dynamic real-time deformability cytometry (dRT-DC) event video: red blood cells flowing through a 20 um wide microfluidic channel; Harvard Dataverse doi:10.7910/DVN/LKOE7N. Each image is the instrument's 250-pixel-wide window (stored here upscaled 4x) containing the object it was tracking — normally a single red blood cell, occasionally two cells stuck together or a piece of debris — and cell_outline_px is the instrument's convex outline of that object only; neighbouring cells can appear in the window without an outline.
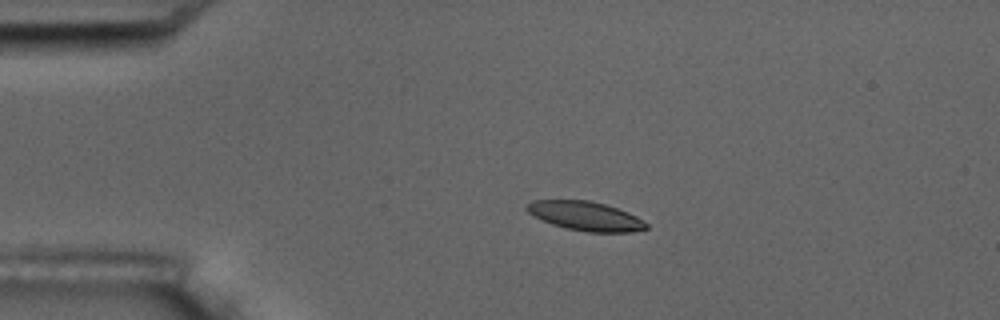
{"species": "common noctule bat (a hibernating species)", "species_latin": "Nyctalus noctula", "temperature_condition": "room temperature", "stored_images_in_passage": 5, "camera_frame_rate_fps": 3000, "um_per_image_px": 0.085, "animal": {"sex": "male", "body_mass_g": 17.5, "forearm_length_mm": 52.3}, "frame": {"image": 1, "passage_image": 3, "time_ms": 3.0, "image_size_px": [1000, 320], "cell_outline_px": [[648, 228], [632, 232], [588, 232], [568, 228], [552, 224], [540, 220], [528, 212], [524, 208], [532, 200], [588, 200], [604, 204], [628, 212], [636, 216], [648, 224]], "centroid_in_image_um": [49.75, 18.36], "position_along_channel_um": 35.2, "area_um2": 20.17}}
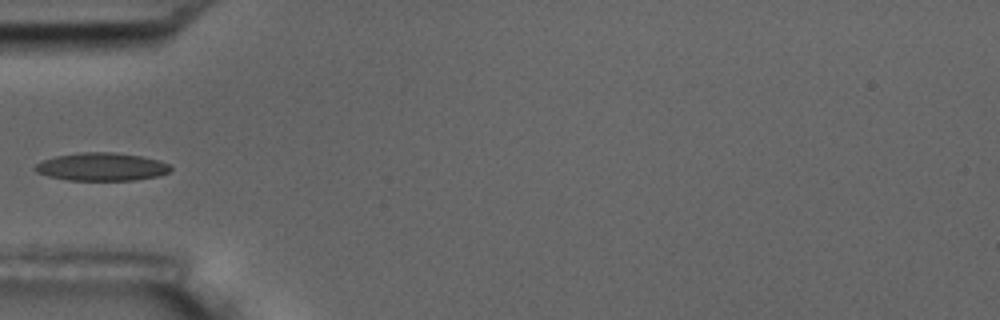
{"frame": {"image": 2, "passage_image": 5, "time_ms": 5.333, "image_size_px": [1000, 320], "cell_outline_px": [[172, 168], [168, 172], [160, 176], [136, 180], [68, 180], [48, 176], [36, 172], [32, 168], [36, 164], [44, 160], [56, 156], [80, 152], [116, 152], [140, 156], [160, 160], [168, 164]], "centroid_in_image_um": [8.65, 14.18], "position_along_channel_um": 76.4, "area_um2": 22.2}}